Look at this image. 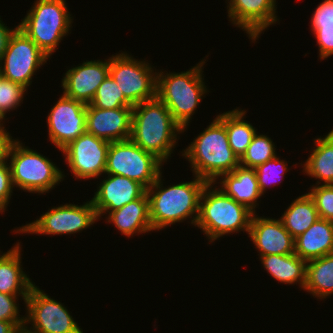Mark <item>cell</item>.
Returning a JSON list of instances; mask_svg holds the SVG:
<instances>
[{
    "label": "cell",
    "instance_id": "cell-1",
    "mask_svg": "<svg viewBox=\"0 0 333 333\" xmlns=\"http://www.w3.org/2000/svg\"><path fill=\"white\" fill-rule=\"evenodd\" d=\"M193 181L163 186L162 172L146 189L149 198L150 220L153 231L191 219L195 225L199 214V201L206 180L194 175Z\"/></svg>",
    "mask_w": 333,
    "mask_h": 333
},
{
    "label": "cell",
    "instance_id": "cell-2",
    "mask_svg": "<svg viewBox=\"0 0 333 333\" xmlns=\"http://www.w3.org/2000/svg\"><path fill=\"white\" fill-rule=\"evenodd\" d=\"M180 133L182 127L158 97L133 106L130 139L162 163L171 157Z\"/></svg>",
    "mask_w": 333,
    "mask_h": 333
},
{
    "label": "cell",
    "instance_id": "cell-3",
    "mask_svg": "<svg viewBox=\"0 0 333 333\" xmlns=\"http://www.w3.org/2000/svg\"><path fill=\"white\" fill-rule=\"evenodd\" d=\"M182 156L189 161L193 174L208 183H217L222 174L232 172L240 165L229 145L226 127L217 116L194 138Z\"/></svg>",
    "mask_w": 333,
    "mask_h": 333
},
{
    "label": "cell",
    "instance_id": "cell-4",
    "mask_svg": "<svg viewBox=\"0 0 333 333\" xmlns=\"http://www.w3.org/2000/svg\"><path fill=\"white\" fill-rule=\"evenodd\" d=\"M216 183H207L199 201V214L195 226L200 228L209 242L240 231L249 233L253 212L245 205L237 203ZM213 188V189H212Z\"/></svg>",
    "mask_w": 333,
    "mask_h": 333
},
{
    "label": "cell",
    "instance_id": "cell-5",
    "mask_svg": "<svg viewBox=\"0 0 333 333\" xmlns=\"http://www.w3.org/2000/svg\"><path fill=\"white\" fill-rule=\"evenodd\" d=\"M204 60L186 72L157 73V97L182 127V132L186 131L204 94L209 92L202 75Z\"/></svg>",
    "mask_w": 333,
    "mask_h": 333
},
{
    "label": "cell",
    "instance_id": "cell-6",
    "mask_svg": "<svg viewBox=\"0 0 333 333\" xmlns=\"http://www.w3.org/2000/svg\"><path fill=\"white\" fill-rule=\"evenodd\" d=\"M67 7L66 0H36L18 25L49 58L71 30L73 18Z\"/></svg>",
    "mask_w": 333,
    "mask_h": 333
},
{
    "label": "cell",
    "instance_id": "cell-7",
    "mask_svg": "<svg viewBox=\"0 0 333 333\" xmlns=\"http://www.w3.org/2000/svg\"><path fill=\"white\" fill-rule=\"evenodd\" d=\"M7 161H10L13 186L23 191L46 194L64 180L65 175L54 162L17 139L9 145Z\"/></svg>",
    "mask_w": 333,
    "mask_h": 333
},
{
    "label": "cell",
    "instance_id": "cell-8",
    "mask_svg": "<svg viewBox=\"0 0 333 333\" xmlns=\"http://www.w3.org/2000/svg\"><path fill=\"white\" fill-rule=\"evenodd\" d=\"M162 166L153 154L128 139L110 143L104 174L127 177L148 189L161 173Z\"/></svg>",
    "mask_w": 333,
    "mask_h": 333
},
{
    "label": "cell",
    "instance_id": "cell-9",
    "mask_svg": "<svg viewBox=\"0 0 333 333\" xmlns=\"http://www.w3.org/2000/svg\"><path fill=\"white\" fill-rule=\"evenodd\" d=\"M110 76L132 105L157 97V72L146 61H138L122 52L110 57Z\"/></svg>",
    "mask_w": 333,
    "mask_h": 333
},
{
    "label": "cell",
    "instance_id": "cell-10",
    "mask_svg": "<svg viewBox=\"0 0 333 333\" xmlns=\"http://www.w3.org/2000/svg\"><path fill=\"white\" fill-rule=\"evenodd\" d=\"M48 56L19 28L9 38L1 57L0 67L5 79L26 89L32 83L35 72L44 65ZM4 64V65H3Z\"/></svg>",
    "mask_w": 333,
    "mask_h": 333
},
{
    "label": "cell",
    "instance_id": "cell-11",
    "mask_svg": "<svg viewBox=\"0 0 333 333\" xmlns=\"http://www.w3.org/2000/svg\"><path fill=\"white\" fill-rule=\"evenodd\" d=\"M25 328L33 333H83L61 302L33 286L25 301ZM31 327H27L28 323Z\"/></svg>",
    "mask_w": 333,
    "mask_h": 333
},
{
    "label": "cell",
    "instance_id": "cell-12",
    "mask_svg": "<svg viewBox=\"0 0 333 333\" xmlns=\"http://www.w3.org/2000/svg\"><path fill=\"white\" fill-rule=\"evenodd\" d=\"M96 221H98V217L90 200L80 206L65 204L52 207L39 219L17 228L13 232L40 235L73 234L89 228Z\"/></svg>",
    "mask_w": 333,
    "mask_h": 333
},
{
    "label": "cell",
    "instance_id": "cell-13",
    "mask_svg": "<svg viewBox=\"0 0 333 333\" xmlns=\"http://www.w3.org/2000/svg\"><path fill=\"white\" fill-rule=\"evenodd\" d=\"M110 142L84 132L61 151L76 179L99 178L105 173Z\"/></svg>",
    "mask_w": 333,
    "mask_h": 333
},
{
    "label": "cell",
    "instance_id": "cell-14",
    "mask_svg": "<svg viewBox=\"0 0 333 333\" xmlns=\"http://www.w3.org/2000/svg\"><path fill=\"white\" fill-rule=\"evenodd\" d=\"M86 106L62 95L47 116L49 140L62 150L86 132Z\"/></svg>",
    "mask_w": 333,
    "mask_h": 333
},
{
    "label": "cell",
    "instance_id": "cell-15",
    "mask_svg": "<svg viewBox=\"0 0 333 333\" xmlns=\"http://www.w3.org/2000/svg\"><path fill=\"white\" fill-rule=\"evenodd\" d=\"M228 3L229 21L243 29L252 42L279 20L276 15V0H230Z\"/></svg>",
    "mask_w": 333,
    "mask_h": 333
},
{
    "label": "cell",
    "instance_id": "cell-16",
    "mask_svg": "<svg viewBox=\"0 0 333 333\" xmlns=\"http://www.w3.org/2000/svg\"><path fill=\"white\" fill-rule=\"evenodd\" d=\"M110 57L107 60H91L69 69L63 79V95L88 105L98 87L109 74Z\"/></svg>",
    "mask_w": 333,
    "mask_h": 333
},
{
    "label": "cell",
    "instance_id": "cell-17",
    "mask_svg": "<svg viewBox=\"0 0 333 333\" xmlns=\"http://www.w3.org/2000/svg\"><path fill=\"white\" fill-rule=\"evenodd\" d=\"M133 107L116 109L86 106V132L107 142L130 139Z\"/></svg>",
    "mask_w": 333,
    "mask_h": 333
},
{
    "label": "cell",
    "instance_id": "cell-18",
    "mask_svg": "<svg viewBox=\"0 0 333 333\" xmlns=\"http://www.w3.org/2000/svg\"><path fill=\"white\" fill-rule=\"evenodd\" d=\"M107 175V179L100 182L91 199L98 219L140 198L146 192V188L135 180L114 174Z\"/></svg>",
    "mask_w": 333,
    "mask_h": 333
},
{
    "label": "cell",
    "instance_id": "cell-19",
    "mask_svg": "<svg viewBox=\"0 0 333 333\" xmlns=\"http://www.w3.org/2000/svg\"><path fill=\"white\" fill-rule=\"evenodd\" d=\"M248 237L260 256L287 255L295 253L294 238L278 218L260 217L253 213Z\"/></svg>",
    "mask_w": 333,
    "mask_h": 333
},
{
    "label": "cell",
    "instance_id": "cell-20",
    "mask_svg": "<svg viewBox=\"0 0 333 333\" xmlns=\"http://www.w3.org/2000/svg\"><path fill=\"white\" fill-rule=\"evenodd\" d=\"M220 189L237 203L245 205L253 213L258 205L256 202L263 195L258 186L255 169L236 167L232 172L220 176Z\"/></svg>",
    "mask_w": 333,
    "mask_h": 333
},
{
    "label": "cell",
    "instance_id": "cell-21",
    "mask_svg": "<svg viewBox=\"0 0 333 333\" xmlns=\"http://www.w3.org/2000/svg\"><path fill=\"white\" fill-rule=\"evenodd\" d=\"M21 249L18 242L6 253L0 254V292L21 296L25 302L35 283L21 267Z\"/></svg>",
    "mask_w": 333,
    "mask_h": 333
},
{
    "label": "cell",
    "instance_id": "cell-22",
    "mask_svg": "<svg viewBox=\"0 0 333 333\" xmlns=\"http://www.w3.org/2000/svg\"><path fill=\"white\" fill-rule=\"evenodd\" d=\"M106 221L113 223L125 236L153 231L150 220L149 198L145 192L140 198L108 213Z\"/></svg>",
    "mask_w": 333,
    "mask_h": 333
},
{
    "label": "cell",
    "instance_id": "cell-23",
    "mask_svg": "<svg viewBox=\"0 0 333 333\" xmlns=\"http://www.w3.org/2000/svg\"><path fill=\"white\" fill-rule=\"evenodd\" d=\"M295 254L306 262L333 253V222L318 218L294 239Z\"/></svg>",
    "mask_w": 333,
    "mask_h": 333
},
{
    "label": "cell",
    "instance_id": "cell-24",
    "mask_svg": "<svg viewBox=\"0 0 333 333\" xmlns=\"http://www.w3.org/2000/svg\"><path fill=\"white\" fill-rule=\"evenodd\" d=\"M260 261L275 280L284 284H298L304 289L306 261L295 253L287 255H265L260 256Z\"/></svg>",
    "mask_w": 333,
    "mask_h": 333
},
{
    "label": "cell",
    "instance_id": "cell-25",
    "mask_svg": "<svg viewBox=\"0 0 333 333\" xmlns=\"http://www.w3.org/2000/svg\"><path fill=\"white\" fill-rule=\"evenodd\" d=\"M314 142L317 146L302 166L303 171L318 179L317 185L320 181L323 185L333 184V129L324 138L314 139Z\"/></svg>",
    "mask_w": 333,
    "mask_h": 333
},
{
    "label": "cell",
    "instance_id": "cell-26",
    "mask_svg": "<svg viewBox=\"0 0 333 333\" xmlns=\"http://www.w3.org/2000/svg\"><path fill=\"white\" fill-rule=\"evenodd\" d=\"M319 218L315 202L309 193L297 197L280 217L285 229L295 239Z\"/></svg>",
    "mask_w": 333,
    "mask_h": 333
},
{
    "label": "cell",
    "instance_id": "cell-27",
    "mask_svg": "<svg viewBox=\"0 0 333 333\" xmlns=\"http://www.w3.org/2000/svg\"><path fill=\"white\" fill-rule=\"evenodd\" d=\"M303 290L321 300L333 294V253L306 263Z\"/></svg>",
    "mask_w": 333,
    "mask_h": 333
},
{
    "label": "cell",
    "instance_id": "cell-28",
    "mask_svg": "<svg viewBox=\"0 0 333 333\" xmlns=\"http://www.w3.org/2000/svg\"><path fill=\"white\" fill-rule=\"evenodd\" d=\"M245 115L246 111L239 107L217 115L226 127L229 145L239 160L257 133V129L244 120Z\"/></svg>",
    "mask_w": 333,
    "mask_h": 333
},
{
    "label": "cell",
    "instance_id": "cell-29",
    "mask_svg": "<svg viewBox=\"0 0 333 333\" xmlns=\"http://www.w3.org/2000/svg\"><path fill=\"white\" fill-rule=\"evenodd\" d=\"M258 133L255 134L245 154L240 159V166L255 169L277 156L276 146L272 139L267 135Z\"/></svg>",
    "mask_w": 333,
    "mask_h": 333
},
{
    "label": "cell",
    "instance_id": "cell-30",
    "mask_svg": "<svg viewBox=\"0 0 333 333\" xmlns=\"http://www.w3.org/2000/svg\"><path fill=\"white\" fill-rule=\"evenodd\" d=\"M90 104L101 109L133 107L125 99L122 90H120L119 85L110 74H108L105 80L100 84Z\"/></svg>",
    "mask_w": 333,
    "mask_h": 333
},
{
    "label": "cell",
    "instance_id": "cell-31",
    "mask_svg": "<svg viewBox=\"0 0 333 333\" xmlns=\"http://www.w3.org/2000/svg\"><path fill=\"white\" fill-rule=\"evenodd\" d=\"M288 169L287 161L285 162L277 156L255 168L260 192L264 195V192L273 183L274 186L279 180L281 183Z\"/></svg>",
    "mask_w": 333,
    "mask_h": 333
},
{
    "label": "cell",
    "instance_id": "cell-32",
    "mask_svg": "<svg viewBox=\"0 0 333 333\" xmlns=\"http://www.w3.org/2000/svg\"><path fill=\"white\" fill-rule=\"evenodd\" d=\"M28 89L18 83L4 79L0 84V123L5 120L6 113L15 110L22 103Z\"/></svg>",
    "mask_w": 333,
    "mask_h": 333
},
{
    "label": "cell",
    "instance_id": "cell-33",
    "mask_svg": "<svg viewBox=\"0 0 333 333\" xmlns=\"http://www.w3.org/2000/svg\"><path fill=\"white\" fill-rule=\"evenodd\" d=\"M308 193L315 202L319 218L333 222V184L312 185Z\"/></svg>",
    "mask_w": 333,
    "mask_h": 333
},
{
    "label": "cell",
    "instance_id": "cell-34",
    "mask_svg": "<svg viewBox=\"0 0 333 333\" xmlns=\"http://www.w3.org/2000/svg\"><path fill=\"white\" fill-rule=\"evenodd\" d=\"M18 296L0 292V320L12 322L18 329L25 326V316L19 314ZM21 316V317H20Z\"/></svg>",
    "mask_w": 333,
    "mask_h": 333
},
{
    "label": "cell",
    "instance_id": "cell-35",
    "mask_svg": "<svg viewBox=\"0 0 333 333\" xmlns=\"http://www.w3.org/2000/svg\"><path fill=\"white\" fill-rule=\"evenodd\" d=\"M11 170L7 159L0 163V213L5 212L13 191Z\"/></svg>",
    "mask_w": 333,
    "mask_h": 333
},
{
    "label": "cell",
    "instance_id": "cell-36",
    "mask_svg": "<svg viewBox=\"0 0 333 333\" xmlns=\"http://www.w3.org/2000/svg\"><path fill=\"white\" fill-rule=\"evenodd\" d=\"M317 39L319 56L321 60L333 55V25L322 28H311Z\"/></svg>",
    "mask_w": 333,
    "mask_h": 333
},
{
    "label": "cell",
    "instance_id": "cell-37",
    "mask_svg": "<svg viewBox=\"0 0 333 333\" xmlns=\"http://www.w3.org/2000/svg\"><path fill=\"white\" fill-rule=\"evenodd\" d=\"M312 13V28H322V26L333 25V0H324Z\"/></svg>",
    "mask_w": 333,
    "mask_h": 333
},
{
    "label": "cell",
    "instance_id": "cell-38",
    "mask_svg": "<svg viewBox=\"0 0 333 333\" xmlns=\"http://www.w3.org/2000/svg\"><path fill=\"white\" fill-rule=\"evenodd\" d=\"M13 137L2 125L0 127V163H3L7 159V151Z\"/></svg>",
    "mask_w": 333,
    "mask_h": 333
},
{
    "label": "cell",
    "instance_id": "cell-39",
    "mask_svg": "<svg viewBox=\"0 0 333 333\" xmlns=\"http://www.w3.org/2000/svg\"><path fill=\"white\" fill-rule=\"evenodd\" d=\"M17 27H18V25L15 26L14 29H10V28H8V26L5 25V23L3 24L2 20H0V60L7 48V44H8L10 36L12 35V33L15 31V29Z\"/></svg>",
    "mask_w": 333,
    "mask_h": 333
},
{
    "label": "cell",
    "instance_id": "cell-40",
    "mask_svg": "<svg viewBox=\"0 0 333 333\" xmlns=\"http://www.w3.org/2000/svg\"><path fill=\"white\" fill-rule=\"evenodd\" d=\"M18 328L12 323L0 320V333H16Z\"/></svg>",
    "mask_w": 333,
    "mask_h": 333
},
{
    "label": "cell",
    "instance_id": "cell-41",
    "mask_svg": "<svg viewBox=\"0 0 333 333\" xmlns=\"http://www.w3.org/2000/svg\"><path fill=\"white\" fill-rule=\"evenodd\" d=\"M16 333H33L29 330H27L25 327L19 328Z\"/></svg>",
    "mask_w": 333,
    "mask_h": 333
},
{
    "label": "cell",
    "instance_id": "cell-42",
    "mask_svg": "<svg viewBox=\"0 0 333 333\" xmlns=\"http://www.w3.org/2000/svg\"><path fill=\"white\" fill-rule=\"evenodd\" d=\"M4 79H5V78H4V76H3V72H2L1 67H0V84H1V82H2Z\"/></svg>",
    "mask_w": 333,
    "mask_h": 333
}]
</instances>
